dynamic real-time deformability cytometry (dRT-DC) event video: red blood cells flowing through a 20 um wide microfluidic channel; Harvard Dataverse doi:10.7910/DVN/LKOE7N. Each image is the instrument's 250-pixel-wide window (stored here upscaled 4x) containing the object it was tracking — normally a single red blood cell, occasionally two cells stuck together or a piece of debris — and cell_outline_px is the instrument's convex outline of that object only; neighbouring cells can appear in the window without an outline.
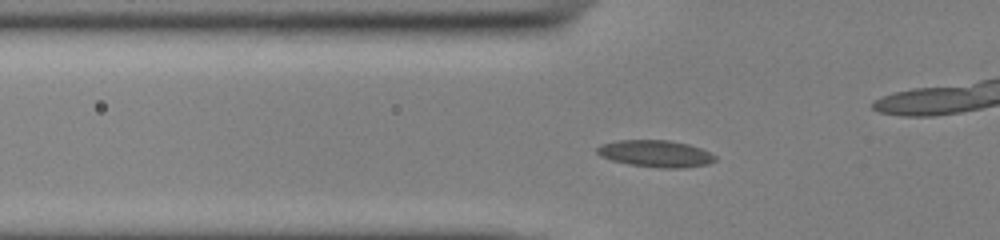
{"species": "common noctule bat (a hibernating species)", "species_latin": "Nyctalus noctula", "temperature_condition": "cold", "stored_images_in_passage": 38, "camera_frame_rate_fps": 3000, "um_per_image_px": 0.085, "animal": {"sex": "male", "body_mass_g": 13.0, "forearm_length_mm": 53.1}, "frame": {"image": 1, "passage_image": 3, "time_ms": 0.667, "image_size_px": [1000, 240], "cell_outline_px": [[716, 160], [708, 164], [684, 168], [660, 168], [628, 164], [612, 160], [600, 156], [596, 152], [596, 148], [600, 144], [620, 140], [668, 140], [688, 144], [700, 148], [716, 156]], "centroid_in_image_um": [55.71, 13.06], "position_along_channel_um": 70.1, "area_um2": 18.5}}
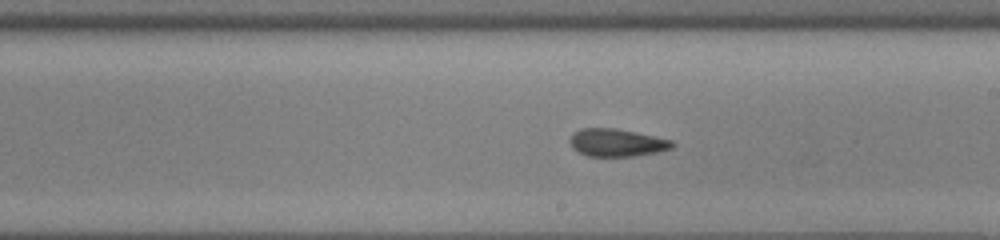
{"frame": {"image": 2, "passage_image": 16, "time_ms": 5.0, "image_size_px": [1000, 240], "cell_outline_px": [[676, 144], [672, 148], [656, 152], [636, 156], [588, 156], [572, 148], [568, 140], [572, 132], [580, 128], [616, 128], [672, 140]], "centroid_in_image_um": [52.39, 12.12], "position_along_channel_um": 236.6, "area_um2": 16.59}}
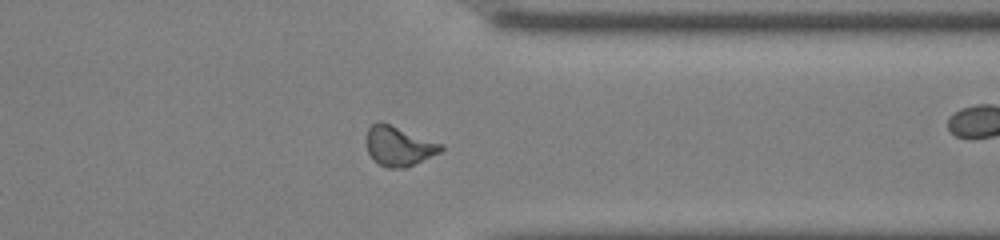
{"frame": {"image": 3, "passage_image": 27, "time_ms": 8.667, "image_size_px": [1000, 240], "cell_outline_px": [[444, 148], [440, 152], [408, 168], [388, 168], [380, 164], [368, 152], [368, 128], [372, 124], [380, 120], [444, 144]], "centroid_in_image_um": [33.95, 12.41], "position_along_channel_um": 377.4, "area_um2": 17.17}, "authors_computed_cell_mechanics": {"area_um2": 16.9932, "velocity_mm_per_s": 3.8899, "shape_relaxation_time_tau1_ms": null, "shape_relaxation_time_tau2_ms": 1.8942, "deformation_change_tau1": null, "deformation_change_tau2": 0.0844}}